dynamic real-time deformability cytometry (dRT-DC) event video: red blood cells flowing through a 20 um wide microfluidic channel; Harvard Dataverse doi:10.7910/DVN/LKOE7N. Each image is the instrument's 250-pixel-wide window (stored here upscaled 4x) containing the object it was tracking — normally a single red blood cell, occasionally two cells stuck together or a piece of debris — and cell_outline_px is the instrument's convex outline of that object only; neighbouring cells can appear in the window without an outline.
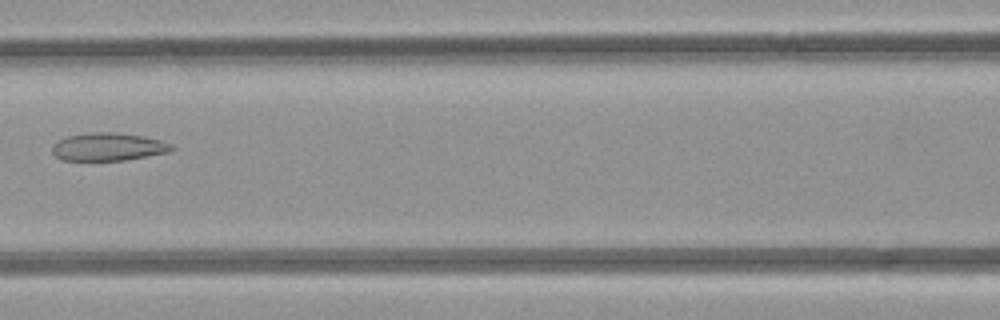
{"species": "common noctule bat (a hibernating species)", "species_latin": "Nyctalus noctula", "temperature_condition": "room temperature", "stored_images_in_passage": 6, "camera_frame_rate_fps": 3000, "um_per_image_px": 0.085, "animal": {"sex": "female", "body_mass_g": 21.9}, "frame": {"image": 1, "passage_image": 6, "time_ms": 5.667, "image_size_px": [1000, 320], "cell_outline_px": [[176, 148], [172, 152], [124, 160], [60, 160], [52, 152], [52, 144], [68, 136], [88, 132], [116, 132], [144, 136], [160, 140], [172, 144]], "centroid_in_image_um": [9.24, 12.47], "position_along_channel_um": 157.4, "area_um2": 19.59}}